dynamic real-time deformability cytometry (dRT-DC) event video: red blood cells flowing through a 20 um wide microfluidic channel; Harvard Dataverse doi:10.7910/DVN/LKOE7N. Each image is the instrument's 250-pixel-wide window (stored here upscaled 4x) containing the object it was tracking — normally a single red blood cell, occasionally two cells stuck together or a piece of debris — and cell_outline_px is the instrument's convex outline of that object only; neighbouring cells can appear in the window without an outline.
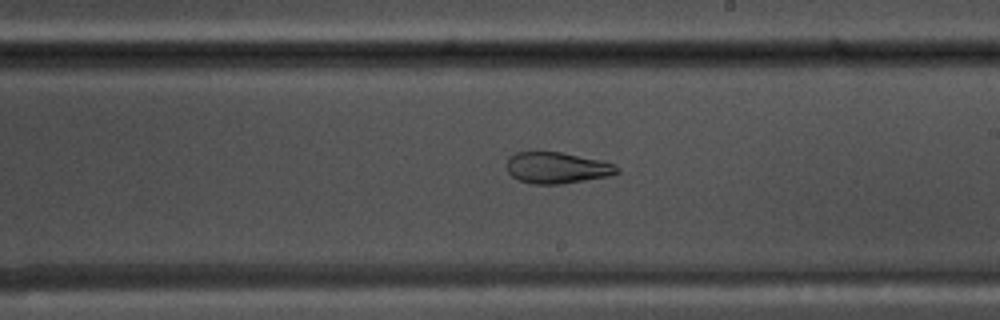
{"species": "common noctule bat (a hibernating species)", "species_latin": "Nyctalus noctula", "temperature_condition": "warm", "stored_images_in_passage": 47, "camera_frame_rate_fps": 3000, "um_per_image_px": 0.085, "animal": {"sex": "male", "body_mass_g": 17.5, "forearm_length_mm": 52.3}, "frame": {"image": 1, "passage_image": 24, "time_ms": 7.667, "image_size_px": [1000, 320], "cell_outline_px": [[620, 172], [612, 176], [560, 184], [532, 184], [520, 180], [512, 176], [508, 172], [508, 156], [516, 152], [560, 152], [600, 160], [616, 164], [620, 168]], "centroid_in_image_um": [47.39, 14.27], "position_along_channel_um": 241.6, "area_um2": 20.17}}
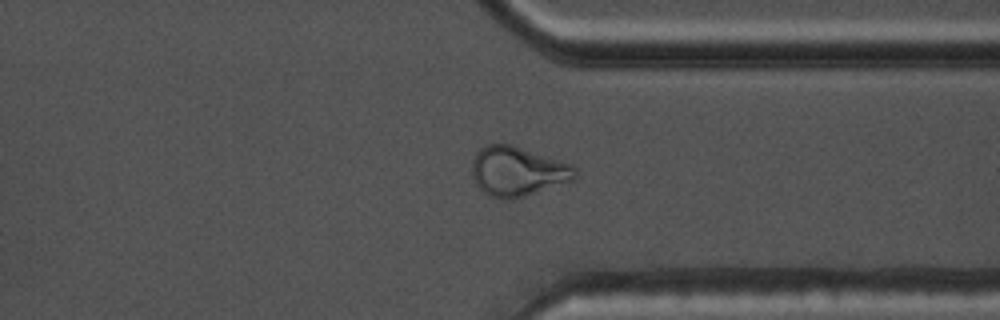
{"frame": {"image": 2, "passage_image": 34, "time_ms": 11.0, "image_size_px": [1000, 320], "cell_outline_px": [[576, 176], [572, 180], [524, 196], [508, 200], [500, 200], [488, 196], [476, 184], [472, 176], [472, 160], [476, 152], [480, 148], [488, 144], [512, 144], [572, 164], [576, 168]], "centroid_in_image_um": [43.96, 14.56], "position_along_channel_um": 367.4, "area_um2": 29.82}}
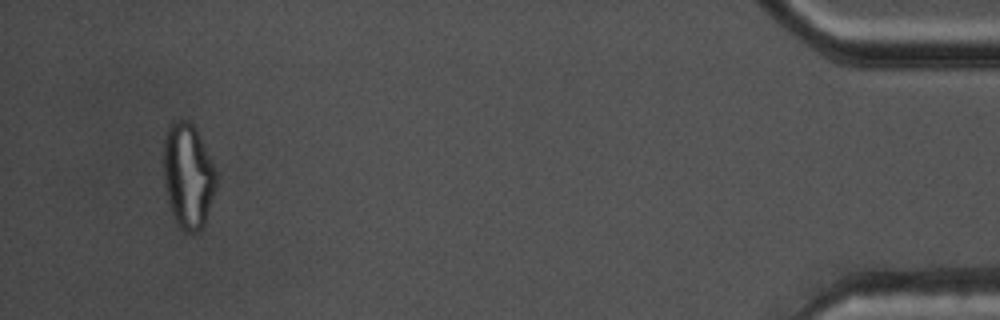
{"frame": {"image": 3, "passage_image": 44, "time_ms": 14.333, "image_size_px": [1000, 320], "cell_outline_px": [[216, 188], [204, 224], [192, 236], [184, 232], [176, 224], [164, 188], [164, 136], [168, 124], [172, 120], [188, 120], [196, 128], [216, 168]], "centroid_in_image_um": [15.98, 14.94], "position_along_channel_um": 419.2, "area_um2": 32.66}, "authors_computed_cell_mechanics": {"area_um2": 25.3742, "velocity_mm_per_s": 3.7812, "shape_relaxation_time_tau1_ms": null, "shape_relaxation_time_tau2_ms": 1.8065, "deformation_change_tau1": null, "deformation_change_tau2": 0.0803}}